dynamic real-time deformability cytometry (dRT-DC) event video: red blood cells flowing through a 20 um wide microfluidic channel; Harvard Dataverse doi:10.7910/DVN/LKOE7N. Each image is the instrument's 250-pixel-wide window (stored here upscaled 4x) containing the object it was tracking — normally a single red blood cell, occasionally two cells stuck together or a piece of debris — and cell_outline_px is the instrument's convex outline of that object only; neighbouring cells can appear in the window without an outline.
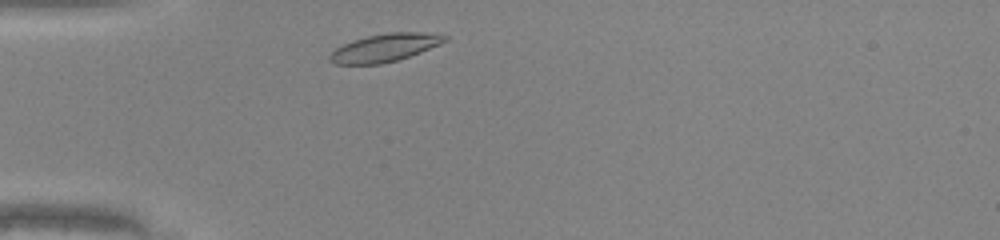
{"species": "common noctule bat (a hibernating species)", "species_latin": "Nyctalus noctula", "temperature_condition": "warm", "stored_images_in_passage": 28, "camera_frame_rate_fps": 3000, "um_per_image_px": 0.085, "animal": {"sex": "male", "body_mass_g": 20.0, "forearm_length_mm": 53.3}, "frame": {"image": 1, "passage_image": 2, "time_ms": 0.333, "image_size_px": [1000, 240], "cell_outline_px": [[448, 40], [440, 44], [420, 52], [396, 60], [380, 64], [332, 64], [328, 60], [328, 56], [336, 48], [352, 40], [368, 36], [392, 32], [420, 32], [448, 36]], "centroid_in_image_um": [32.67, 4.06], "position_along_channel_um": 52.3, "area_um2": 18.5}}
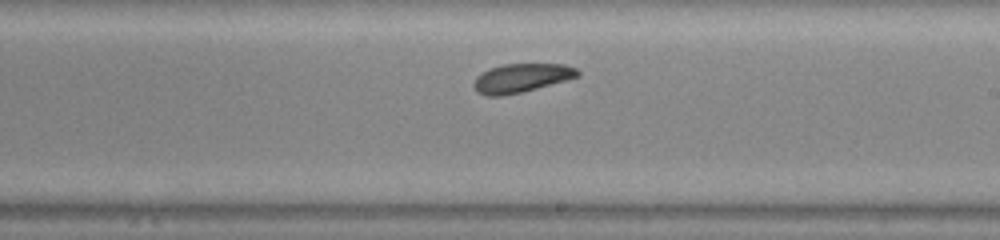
{"frame": {"image": 2, "passage_image": 17, "time_ms": 5.333, "image_size_px": [1000, 240], "cell_outline_px": [[580, 76], [536, 88], [504, 96], [484, 96], [476, 92], [472, 84], [476, 76], [492, 68], [504, 64], [564, 64], [576, 68], [580, 72]], "centroid_in_image_um": [44.29, 6.64], "position_along_channel_um": 244.7, "area_um2": 17.34}}
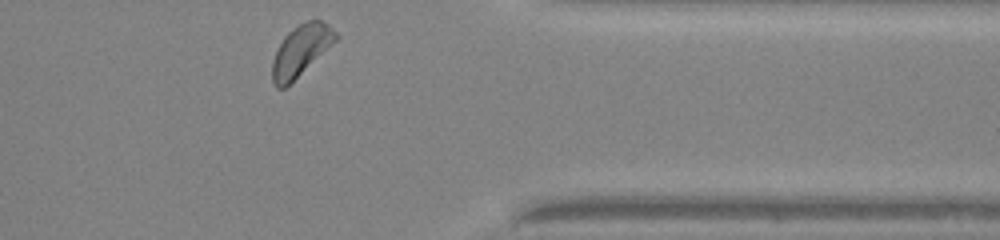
{"frame": {"image": 3, "passage_image": 28, "time_ms": 9.0, "image_size_px": [1000, 240], "cell_outline_px": [[340, 36], [336, 40], [284, 88], [276, 88], [272, 80], [272, 60], [284, 36], [292, 28], [308, 20], [320, 20], [328, 24]], "centroid_in_image_um": [25.56, 4.26], "position_along_channel_um": 385.8, "area_um2": 18.26}, "authors_computed_cell_mechanics": {"area_um2": 18.0336, "velocity_mm_per_s": 4.1407, "shape_relaxation_time_tau1_ms": 2.3647, "shape_relaxation_time_tau2_ms": 9.5917, "deformation_change_tau1": 0.088, "deformation_change_tau2": 0.1866}}